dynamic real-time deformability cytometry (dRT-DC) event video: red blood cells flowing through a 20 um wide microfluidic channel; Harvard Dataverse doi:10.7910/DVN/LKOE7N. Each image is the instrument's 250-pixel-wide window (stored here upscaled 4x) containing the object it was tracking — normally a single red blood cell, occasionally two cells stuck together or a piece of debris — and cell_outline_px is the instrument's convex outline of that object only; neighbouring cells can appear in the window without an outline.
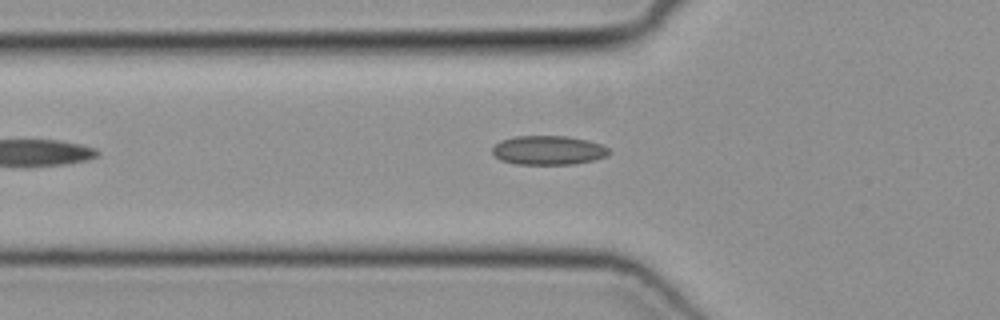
{"species": "common noctule bat (a hibernating species)", "species_latin": "Nyctalus noctula", "temperature_condition": "cold", "stored_images_in_passage": 33, "camera_frame_rate_fps": 3000, "um_per_image_px": 0.085, "animal": {"sex": "female", "body_mass_g": 19.3, "forearm_length_mm": 54.1}, "frame": {"image": 1, "passage_image": 3, "time_ms": 0.667, "image_size_px": [1000, 320], "cell_outline_px": [[612, 152], [608, 156], [592, 160], [572, 164], [516, 164], [500, 160], [492, 152], [492, 148], [500, 140], [516, 136], [568, 136], [588, 140], [600, 144], [608, 148]], "centroid_in_image_um": [46.62, 12.77], "position_along_channel_um": 79.2, "area_um2": 19.83}}
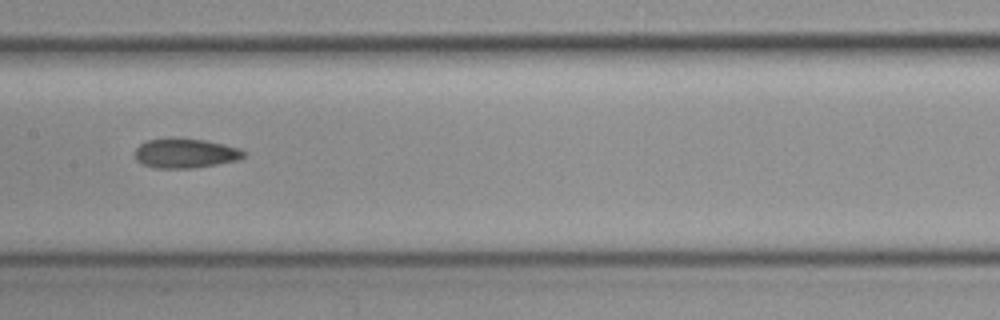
{"frame": {"image": 2, "passage_image": 11, "time_ms": 3.333, "image_size_px": [1000, 320], "cell_outline_px": [[244, 156], [236, 160], [216, 164], [192, 168], [156, 168], [144, 164], [136, 160], [136, 148], [140, 144], [148, 140], [168, 136], [172, 136], [204, 140], [224, 144], [240, 148], [244, 152]], "centroid_in_image_um": [15.72, 12.99], "position_along_channel_um": 191.7, "area_um2": 18.84}}
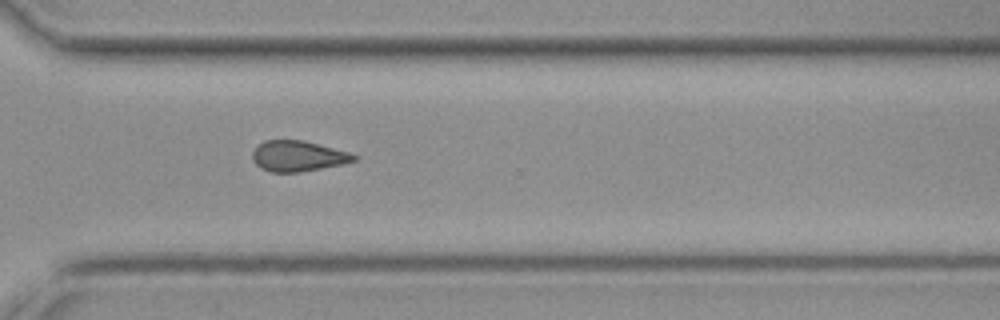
{"frame": {"image": 3, "passage_image": 22, "time_ms": 7.0, "image_size_px": [1000, 320], "cell_outline_px": [[360, 156], [356, 160], [344, 164], [300, 172], [272, 172], [260, 168], [252, 160], [252, 152], [264, 140], [304, 140], [348, 152]], "centroid_in_image_um": [25.34, 13.27], "position_along_channel_um": 345.3, "area_um2": 18.15}}